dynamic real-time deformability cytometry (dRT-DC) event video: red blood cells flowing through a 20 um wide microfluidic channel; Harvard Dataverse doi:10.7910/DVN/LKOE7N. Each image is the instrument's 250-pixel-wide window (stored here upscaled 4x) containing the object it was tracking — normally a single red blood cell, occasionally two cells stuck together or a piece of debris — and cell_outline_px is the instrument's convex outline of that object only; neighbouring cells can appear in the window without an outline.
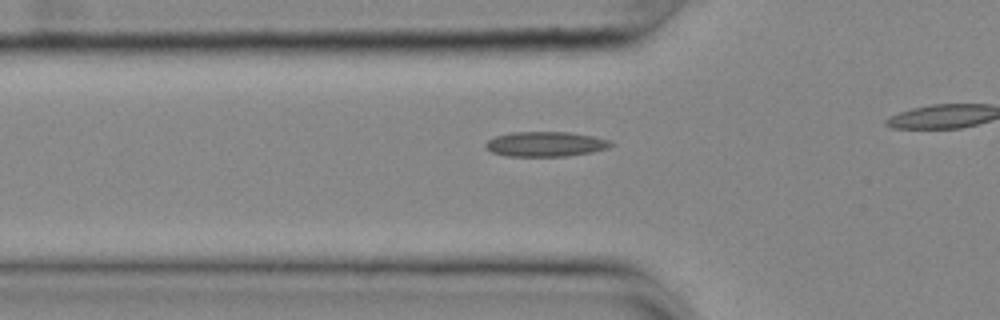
{"species": "common noctule bat (a hibernating species)", "species_latin": "Nyctalus noctula", "temperature_condition": "cold", "stored_images_in_passage": 36, "camera_frame_rate_fps": 3000, "um_per_image_px": 0.085, "animal": {"sex": "female", "body_mass_g": 25.1}, "frame": {"image": 1, "passage_image": 10, "time_ms": 3.0, "image_size_px": [1000, 320], "cell_outline_px": [[616, 144], [608, 148], [592, 152], [564, 156], [508, 156], [492, 152], [484, 144], [488, 140], [496, 136], [512, 132], [572, 132], [612, 140]], "centroid_in_image_um": [46.43, 12.24], "position_along_channel_um": 79.4, "area_um2": 18.21}}
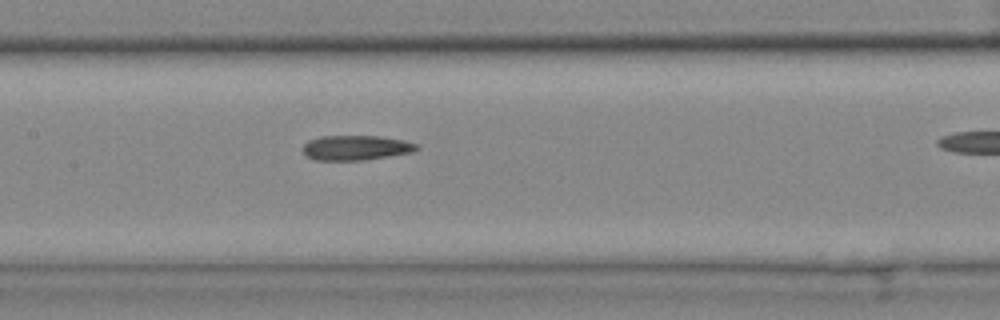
{"frame": {"image": 2, "passage_image": 18, "time_ms": 5.667, "image_size_px": [1000, 320], "cell_outline_px": [[420, 148], [412, 152], [364, 160], [316, 160], [308, 156], [304, 152], [304, 144], [308, 140], [320, 136], [380, 136], [404, 140], [416, 144]], "centroid_in_image_um": [30.26, 12.55], "position_along_channel_um": 177.1, "area_um2": 16.36}}
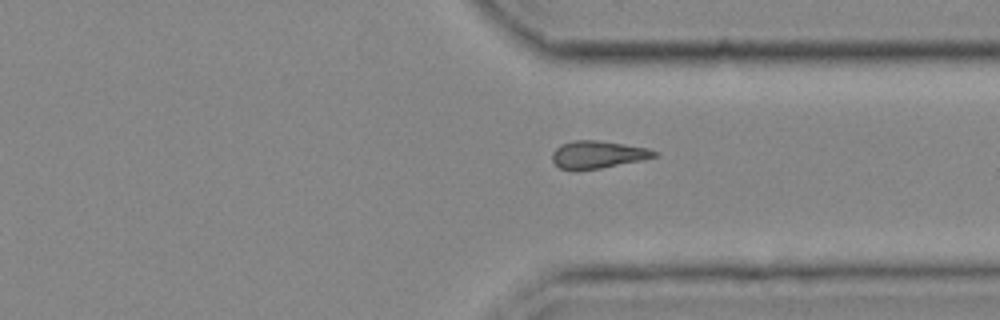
{"frame": {"image": 3, "passage_image": 33, "time_ms": 10.667, "image_size_px": [1000, 320], "cell_outline_px": [[660, 156], [644, 160], [600, 168], [572, 172], [560, 168], [552, 160], [552, 152], [560, 144], [576, 140], [600, 140], [648, 148], [660, 152]], "centroid_in_image_um": [50.84, 13.15], "position_along_channel_um": 360.6, "area_um2": 16.82}}